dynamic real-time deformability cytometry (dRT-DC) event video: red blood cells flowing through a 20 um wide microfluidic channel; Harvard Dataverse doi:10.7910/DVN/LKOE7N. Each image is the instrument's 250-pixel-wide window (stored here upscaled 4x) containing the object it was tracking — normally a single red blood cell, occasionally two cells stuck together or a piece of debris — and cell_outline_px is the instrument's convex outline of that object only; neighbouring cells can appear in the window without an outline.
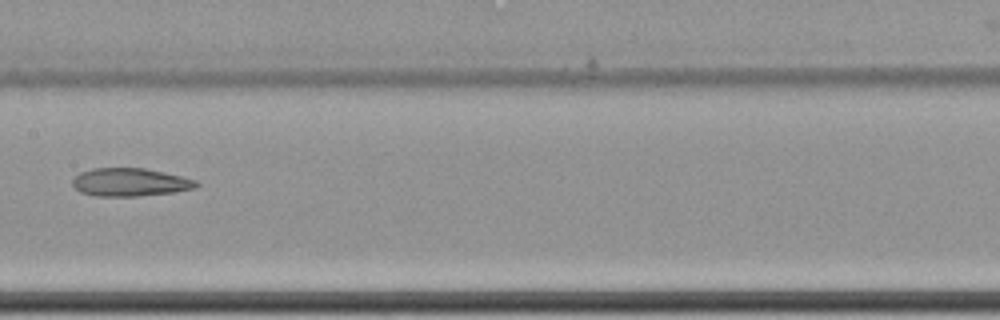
{"species": "common noctule bat (a hibernating species)", "species_latin": "Nyctalus noctula", "temperature_condition": "cold", "stored_images_in_passage": 11, "camera_frame_rate_fps": 3000, "um_per_image_px": 0.085, "animal": {"sex": "female", "body_mass_g": 22.7, "forearm_length_mm": 54.2}, "frame": {"image": 1, "passage_image": 4, "time_ms": 1.0, "image_size_px": [1000, 320], "cell_outline_px": [[200, 184], [196, 188], [176, 192], [136, 196], [96, 196], [80, 192], [72, 184], [72, 180], [80, 172], [92, 168], [144, 168], [180, 176], [196, 180]], "centroid_in_image_um": [11.06, 15.49], "position_along_channel_um": 196.3, "area_um2": 20.23}}
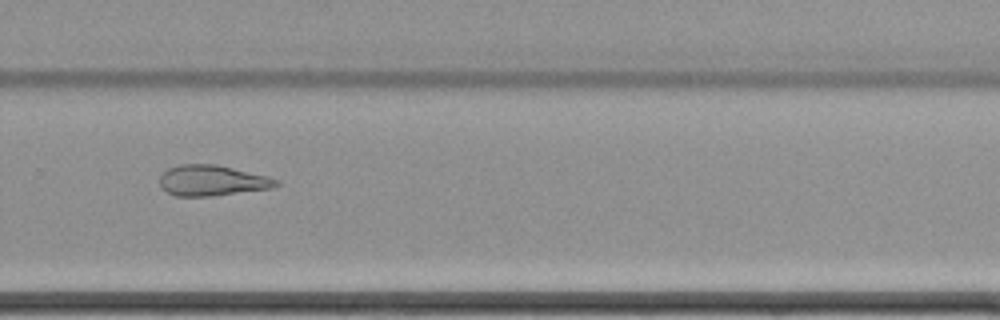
{"frame": {"image": 2, "passage_image": 7, "time_ms": 2.0, "image_size_px": [1000, 320], "cell_outline_px": [[280, 184], [272, 188], [212, 196], [176, 196], [168, 192], [160, 184], [160, 176], [168, 168], [180, 164], [216, 164], [268, 176], [280, 180]], "centroid_in_image_um": [18.06, 15.34], "position_along_channel_um": 311.7, "area_um2": 20.75}}
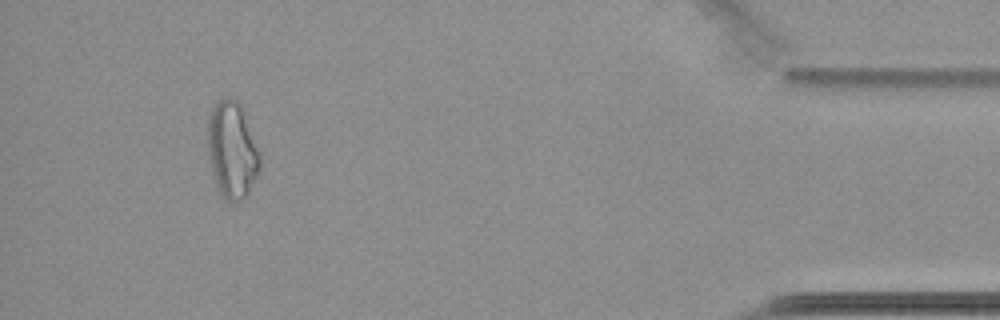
{"frame": {"image": 3, "passage_image": 10, "time_ms": 3.0, "image_size_px": [1000, 320], "cell_outline_px": [[260, 168], [248, 196], [232, 204], [228, 204], [224, 200], [216, 184], [208, 152], [208, 116], [212, 108], [224, 96], [236, 100], [240, 104], [244, 112], [260, 152]], "centroid_in_image_um": [19.74, 12.79], "position_along_channel_um": 415.5, "area_um2": 29.54}}